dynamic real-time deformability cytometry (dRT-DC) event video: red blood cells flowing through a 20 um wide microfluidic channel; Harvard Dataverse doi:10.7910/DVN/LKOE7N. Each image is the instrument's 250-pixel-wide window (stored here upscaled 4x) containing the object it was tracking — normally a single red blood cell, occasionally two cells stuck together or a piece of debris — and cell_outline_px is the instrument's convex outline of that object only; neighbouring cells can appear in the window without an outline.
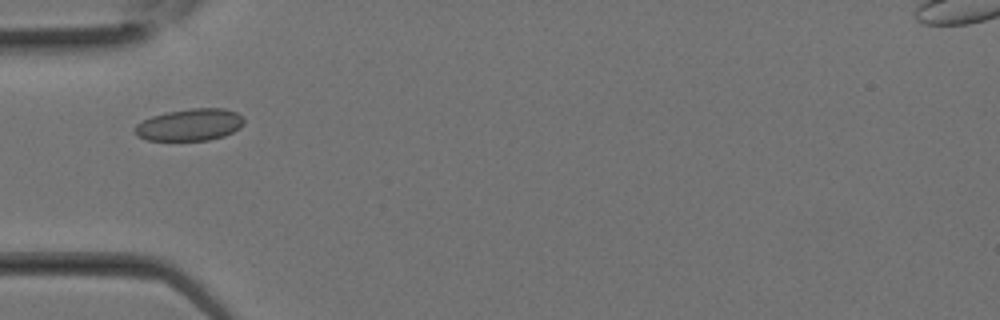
{"species": "Egyptian fruit bat (a non-hibernating species)", "species_latin": "Rousettus aegyptiacus", "temperature_condition": "room temperature", "stored_images_in_passage": 12, "camera_frame_rate_fps": 3000, "um_per_image_px": 0.085, "animal": {"sex": "female"}, "frame": {"image": 1, "passage_image": 4, "time_ms": 1.0, "image_size_px": [1000, 320], "cell_outline_px": [[244, 124], [240, 128], [224, 136], [208, 140], [148, 140], [136, 136], [136, 124], [152, 116], [168, 112], [192, 108], [224, 108], [236, 112], [244, 116]], "centroid_in_image_um": [16.18, 10.6], "position_along_channel_um": 68.8, "area_um2": 20.29}}
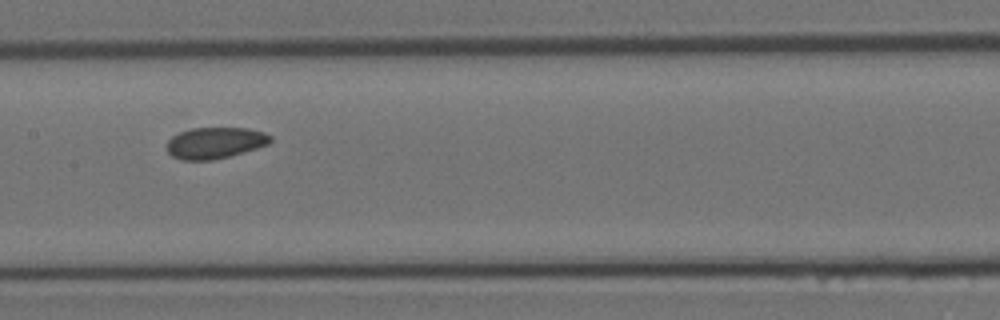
{"frame": {"image": 2, "passage_image": 9, "time_ms": 2.667, "image_size_px": [1000, 320], "cell_outline_px": [[272, 140], [268, 144], [256, 148], [228, 156], [212, 160], [180, 160], [172, 156], [168, 152], [168, 140], [172, 136], [180, 132], [192, 128], [248, 128], [264, 132], [272, 136]], "centroid_in_image_um": [18.28, 12.14], "position_along_channel_um": 189.1, "area_um2": 18.79}}
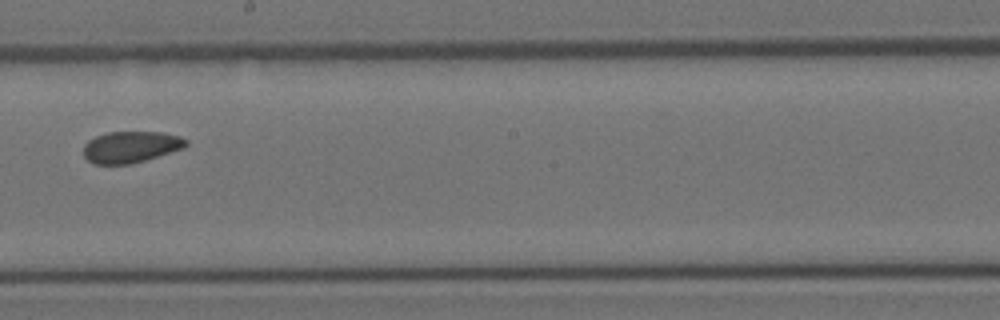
{"frame": {"image": 3, "passage_image": 11, "time_ms": 3.333, "image_size_px": [1000, 320], "cell_outline_px": [[188, 144], [184, 148], [132, 164], [96, 164], [88, 160], [84, 156], [84, 144], [88, 140], [96, 136], [108, 132], [160, 132], [180, 136], [188, 140]], "centroid_in_image_um": [11.13, 12.49], "position_along_channel_um": 237.1, "area_um2": 18.79}}